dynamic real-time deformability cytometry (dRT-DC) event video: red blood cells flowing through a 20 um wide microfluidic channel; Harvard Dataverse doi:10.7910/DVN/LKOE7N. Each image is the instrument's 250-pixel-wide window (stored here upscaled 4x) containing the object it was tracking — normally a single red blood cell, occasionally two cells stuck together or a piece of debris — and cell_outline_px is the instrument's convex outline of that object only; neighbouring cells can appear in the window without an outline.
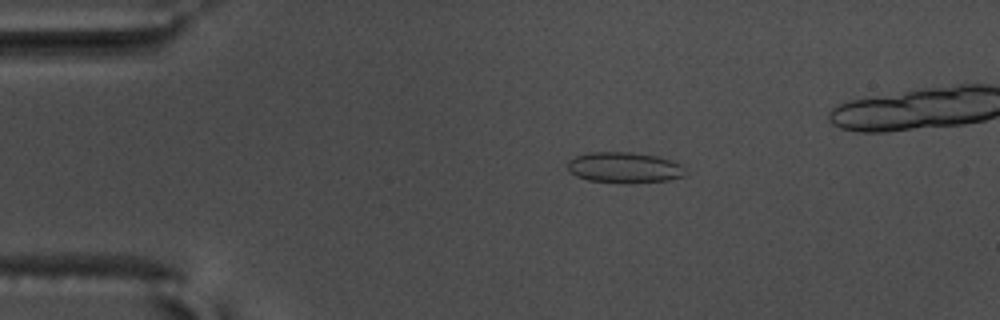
{"species": "common noctule bat (a hibernating species)", "species_latin": "Nyctalus noctula", "temperature_condition": "warm", "stored_images_in_passage": 45, "camera_frame_rate_fps": 3000, "um_per_image_px": 0.085, "animal": {"sex": "male", "body_mass_g": 17.5, "forearm_length_mm": 52.3}, "frame": {"image": 1, "passage_image": 4, "time_ms": 1.0, "image_size_px": [1000, 320], "cell_outline_px": [[684, 176], [668, 180], [588, 180], [576, 176], [568, 168], [568, 160], [576, 156], [588, 152], [632, 152], [656, 156], [672, 160], [680, 164]], "centroid_in_image_um": [53.02, 14.18], "position_along_channel_um": 32.0, "area_um2": 19.94}}
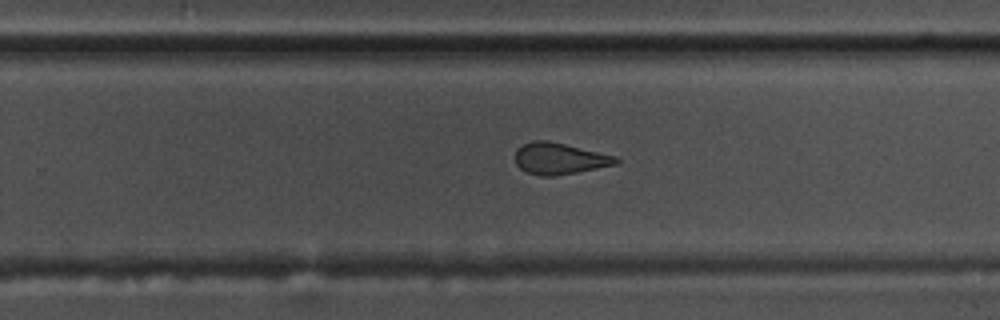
{"frame": {"image": 2, "passage_image": 29, "time_ms": 9.333, "image_size_px": [1000, 320], "cell_outline_px": [[620, 160], [616, 164], [556, 176], [540, 176], [528, 172], [520, 168], [516, 164], [516, 148], [532, 140], [548, 140], [616, 156]], "centroid_in_image_um": [47.53, 13.47], "position_along_channel_um": 282.3, "area_um2": 18.32}}
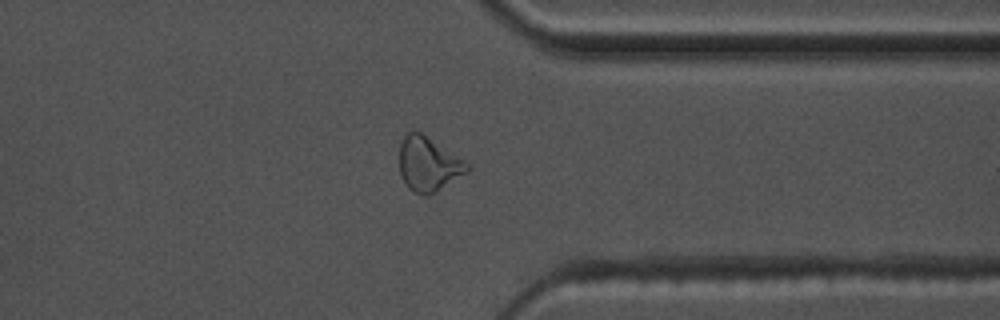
{"frame": {"image": 3, "passage_image": 37, "time_ms": 12.0, "image_size_px": [1000, 320], "cell_outline_px": [[468, 172], [436, 192], [428, 196], [420, 196], [408, 188], [400, 176], [400, 144], [404, 136], [408, 132], [420, 132], [464, 160], [468, 164]], "centroid_in_image_um": [36.39, 13.99], "position_along_channel_um": 375.0, "area_um2": 21.33}}